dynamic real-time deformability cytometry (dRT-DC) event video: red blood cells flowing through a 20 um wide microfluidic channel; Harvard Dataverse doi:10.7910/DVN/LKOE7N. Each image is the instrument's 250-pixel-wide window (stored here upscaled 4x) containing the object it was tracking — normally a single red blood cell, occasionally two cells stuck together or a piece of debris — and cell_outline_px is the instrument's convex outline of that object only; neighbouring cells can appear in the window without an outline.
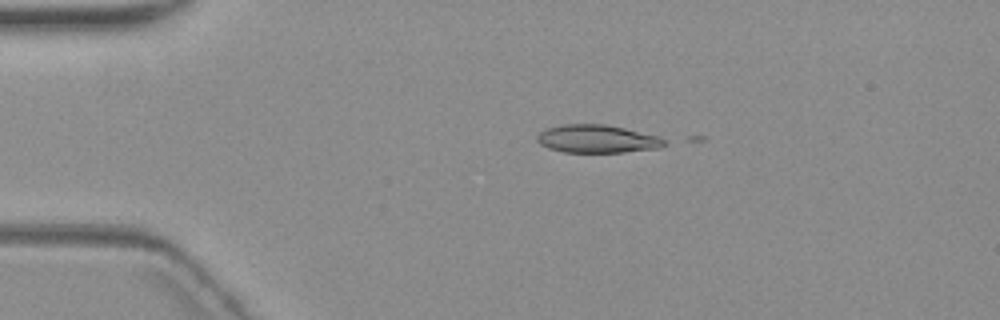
{"species": "common noctule bat (a hibernating species)", "species_latin": "Nyctalus noctula", "temperature_condition": "warm", "stored_images_in_passage": 2, "camera_frame_rate_fps": 3000, "um_per_image_px": 0.085, "animal": {"sex": "female", "body_mass_g": 19.3, "forearm_length_mm": 54.1}, "frame": {"image": 1, "passage_image": 1, "time_ms": 0.0, "image_size_px": [1000, 320], "cell_outline_px": [[668, 144], [660, 148], [624, 152], [564, 152], [548, 148], [540, 144], [536, 140], [536, 136], [544, 128], [564, 124], [604, 124], [624, 128], [660, 136], [668, 140]], "centroid_in_image_um": [50.78, 11.8], "position_along_channel_um": 34.2, "area_um2": 21.04}}